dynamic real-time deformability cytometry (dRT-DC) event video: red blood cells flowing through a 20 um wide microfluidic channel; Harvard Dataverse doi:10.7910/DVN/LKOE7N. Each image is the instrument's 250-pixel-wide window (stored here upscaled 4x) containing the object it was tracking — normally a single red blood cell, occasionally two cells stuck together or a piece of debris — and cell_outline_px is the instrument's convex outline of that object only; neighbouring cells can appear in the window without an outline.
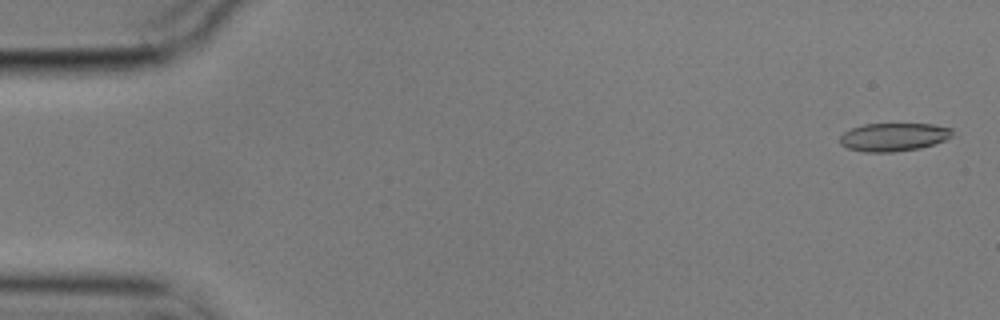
{"species": "common noctule bat (a hibernating species)", "species_latin": "Nyctalus noctula", "temperature_condition": "cold", "stored_images_in_passage": 49, "camera_frame_rate_fps": 3000, "um_per_image_px": 0.085, "animal": {"sex": "male", "body_mass_g": 17.9}, "frame": {"image": 1, "passage_image": 2, "time_ms": 0.333, "image_size_px": [1000, 320], "cell_outline_px": [[952, 136], [944, 140], [920, 148], [892, 152], [864, 152], [848, 148], [840, 144], [840, 136], [844, 132], [852, 128], [864, 124], [932, 124], [952, 128]], "centroid_in_image_um": [75.94, 11.64], "position_along_channel_um": 9.1, "area_um2": 18.38}}
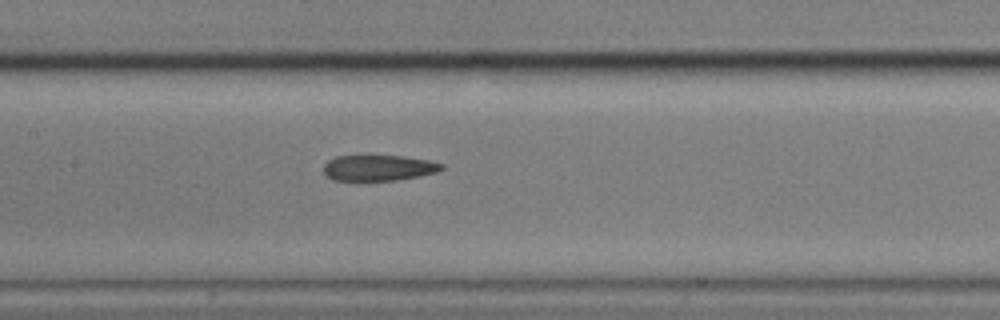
{"frame": {"image": 2, "passage_image": 27, "time_ms": 8.667, "image_size_px": [1000, 320], "cell_outline_px": [[444, 168], [436, 172], [420, 176], [396, 180], [332, 180], [324, 172], [324, 164], [328, 160], [336, 156], [404, 156], [428, 160], [444, 164]], "centroid_in_image_um": [32.19, 14.26], "position_along_channel_um": 175.2, "area_um2": 17.63}}
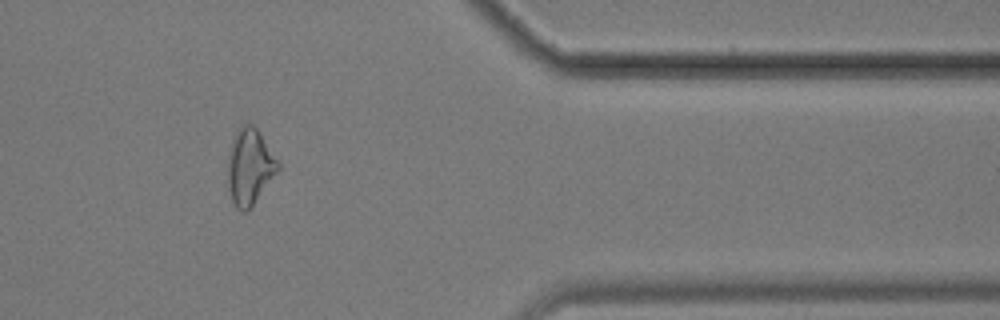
{"frame": {"image": 3, "passage_image": 47, "time_ms": 15.333, "image_size_px": [1000, 320], "cell_outline_px": [[280, 168], [252, 204], [244, 212], [240, 212], [236, 208], [232, 200], [228, 188], [228, 156], [232, 140], [236, 132], [244, 124], [252, 124], [260, 132], [280, 164]], "centroid_in_image_um": [21.21, 14.15], "position_along_channel_um": 390.2, "area_um2": 21.79}, "authors_computed_cell_mechanics": {"area_um2": 19.3052, "velocity_mm_per_s": 3.5388, "shape_relaxation_time_tau1_ms": null, "shape_relaxation_time_tau2_ms": 6.2888, "deformation_change_tau1": null, "deformation_change_tau2": 0.1637}}